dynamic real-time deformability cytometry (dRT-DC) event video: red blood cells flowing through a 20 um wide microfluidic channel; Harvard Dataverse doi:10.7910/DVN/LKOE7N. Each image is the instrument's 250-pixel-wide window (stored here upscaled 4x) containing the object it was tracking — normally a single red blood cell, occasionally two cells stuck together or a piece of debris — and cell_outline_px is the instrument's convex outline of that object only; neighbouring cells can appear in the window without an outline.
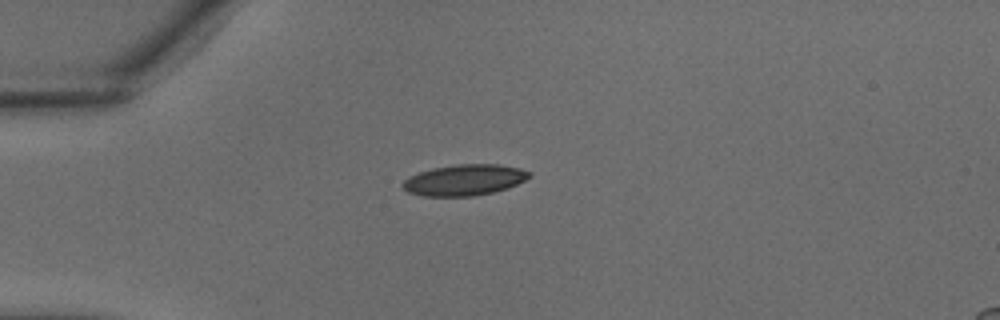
{"species": "common noctule bat (a hibernating species)", "species_latin": "Nyctalus noctula", "temperature_condition": "warm", "stored_images_in_passage": 28, "camera_frame_rate_fps": 3000, "um_per_image_px": 0.085, "animal": {"sex": "male", "body_mass_g": 18.8}, "frame": {"image": 1, "passage_image": 1, "time_ms": 0.0, "image_size_px": [1000, 320], "cell_outline_px": [[532, 176], [508, 188], [476, 196], [424, 196], [408, 192], [400, 184], [408, 176], [432, 168], [456, 164], [500, 164], [520, 168], [532, 172]], "centroid_in_image_um": [39.48, 15.29], "position_along_channel_um": 45.5, "area_um2": 23.0}}
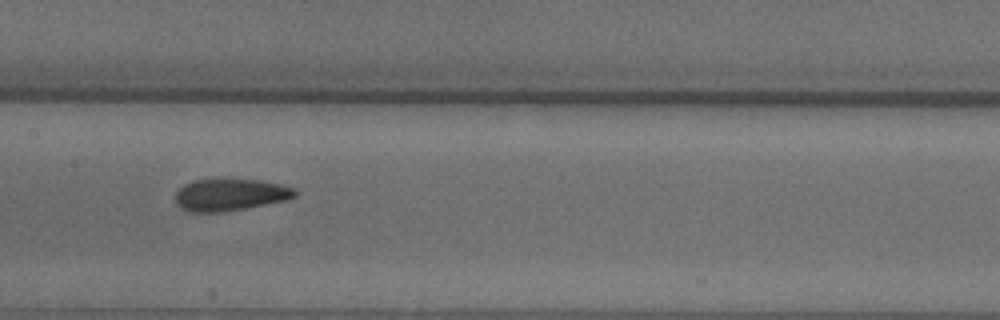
{"frame": {"image": 2, "passage_image": 10, "time_ms": 3.0, "image_size_px": [1000, 320], "cell_outline_px": [[296, 196], [288, 200], [244, 208], [220, 212], [188, 212], [180, 208], [176, 204], [176, 192], [184, 184], [196, 180], [260, 180], [280, 184], [292, 188], [296, 192]], "centroid_in_image_um": [19.54, 16.57], "position_along_channel_um": 187.9, "area_um2": 22.02}}
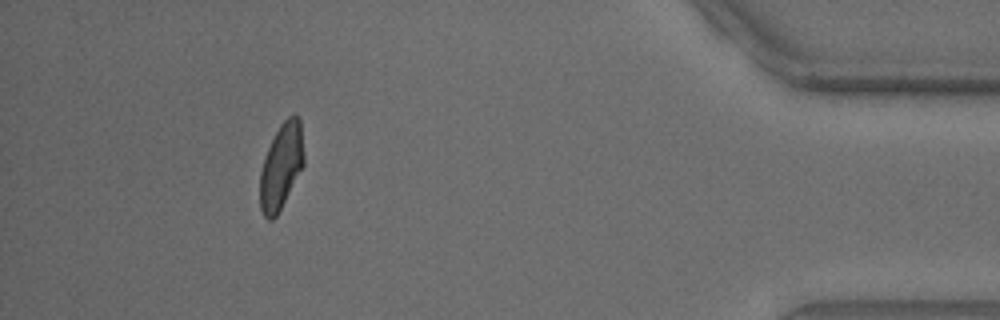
{"frame": {"image": 3, "passage_image": 25, "time_ms": 8.0, "image_size_px": [1000, 320], "cell_outline_px": [[304, 164], [276, 216], [272, 220], [268, 220], [264, 216], [260, 208], [260, 172], [264, 156], [280, 124], [288, 116], [296, 116], [300, 120], [304, 156]], "centroid_in_image_um": [23.89, 14.14], "position_along_channel_um": 411.3, "area_um2": 21.56}}